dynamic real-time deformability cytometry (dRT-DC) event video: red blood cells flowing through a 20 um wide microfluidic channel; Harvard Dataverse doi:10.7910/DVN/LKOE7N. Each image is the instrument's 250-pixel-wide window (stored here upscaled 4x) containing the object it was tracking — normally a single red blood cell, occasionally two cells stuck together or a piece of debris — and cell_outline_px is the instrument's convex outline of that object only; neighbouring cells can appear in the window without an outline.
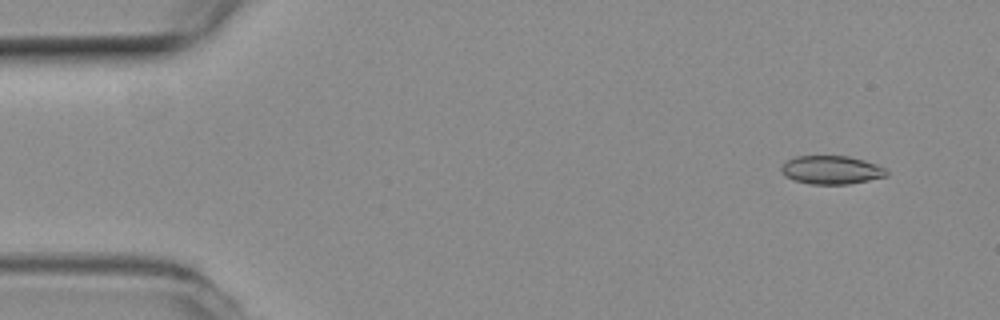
{"species": "common noctule bat (a hibernating species)", "species_latin": "Nyctalus noctula", "temperature_condition": "room temperature", "stored_images_in_passage": 49, "camera_frame_rate_fps": 3000, "um_per_image_px": 0.085, "animal": {"sex": "female", "body_mass_g": 19.3, "forearm_length_mm": 54.1}, "frame": {"image": 1, "passage_image": 4, "time_ms": 1.0, "image_size_px": [1000, 320], "cell_outline_px": [[888, 176], [848, 184], [812, 184], [796, 180], [784, 176], [780, 172], [780, 168], [788, 160], [796, 156], [848, 156], [864, 160], [888, 168]], "centroid_in_image_um": [70.7, 14.44], "position_along_channel_um": 14.3, "area_um2": 17.46}}
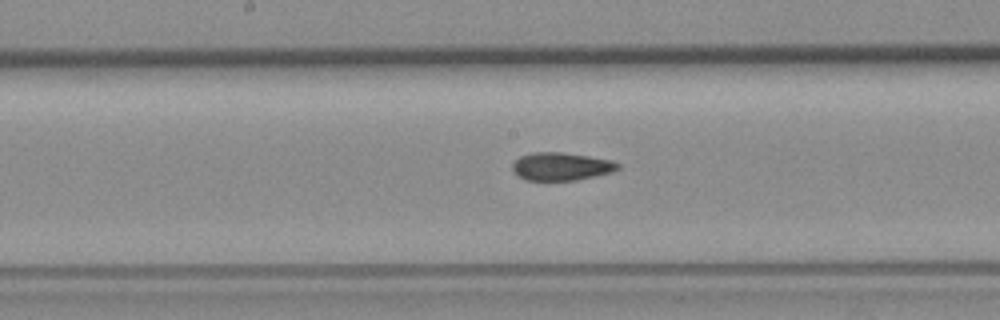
{"frame": {"image": 2, "passage_image": 27, "time_ms": 8.667, "image_size_px": [1000, 320], "cell_outline_px": [[620, 168], [612, 172], [596, 176], [576, 180], [524, 180], [512, 168], [512, 164], [520, 156], [532, 152], [560, 152], [588, 156], [612, 160], [620, 164]], "centroid_in_image_um": [47.73, 14.14], "position_along_channel_um": 200.5, "area_um2": 17.11}}
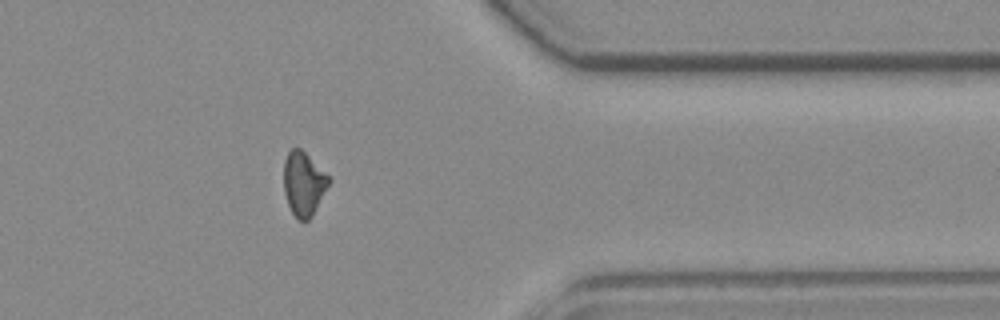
{"frame": {"image": 3, "passage_image": 43, "time_ms": 14.0, "image_size_px": [1000, 320], "cell_outline_px": [[332, 180], [312, 216], [308, 220], [300, 220], [292, 212], [288, 204], [284, 192], [284, 160], [288, 152], [292, 148], [300, 148]], "centroid_in_image_um": [25.81, 15.62], "position_along_channel_um": 385.6, "area_um2": 16.53}}